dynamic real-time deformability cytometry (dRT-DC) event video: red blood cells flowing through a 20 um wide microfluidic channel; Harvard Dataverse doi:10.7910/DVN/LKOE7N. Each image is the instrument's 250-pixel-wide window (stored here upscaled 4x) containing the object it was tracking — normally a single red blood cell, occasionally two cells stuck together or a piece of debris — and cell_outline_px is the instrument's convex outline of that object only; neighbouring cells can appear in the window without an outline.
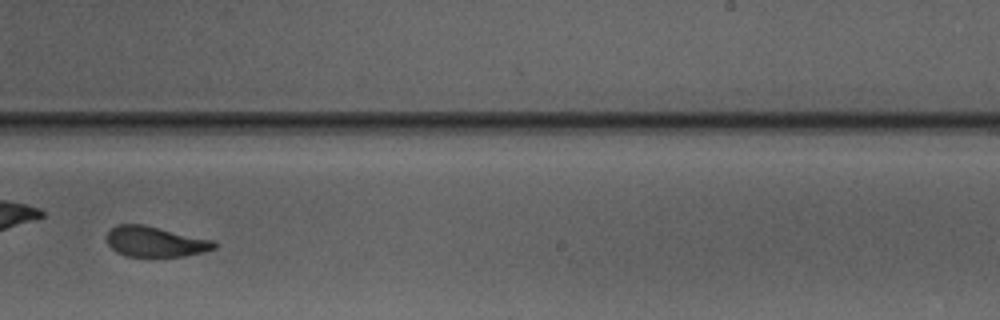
{"species": "Egyptian fruit bat (a non-hibernating species)", "species_latin": "Rousettus aegyptiacus", "temperature_condition": "warm", "stored_images_in_passage": 38, "camera_frame_rate_fps": 3000, "um_per_image_px": 0.085, "animal": {"sex": "male"}, "frame": {"image": 1, "passage_image": 22, "time_ms": 7.0, "image_size_px": [1000, 320], "cell_outline_px": [[216, 248], [204, 252], [184, 256], [124, 256], [116, 252], [108, 244], [108, 232], [116, 224], [144, 224], [212, 240], [216, 244]], "centroid_in_image_um": [13.19, 20.54], "position_along_channel_um": 275.8, "area_um2": 18.9}, "authors_computed_cell_mechanics": {"area_um2": 20.2011, "velocity_mm_per_s": 4.103, "shape_relaxation_time_tau1_ms": 3.6109, "shape_relaxation_time_tau2_ms": 1.6735, "deformation_change_tau1": 0.1691, "deformation_change_tau2": 0.0902}}